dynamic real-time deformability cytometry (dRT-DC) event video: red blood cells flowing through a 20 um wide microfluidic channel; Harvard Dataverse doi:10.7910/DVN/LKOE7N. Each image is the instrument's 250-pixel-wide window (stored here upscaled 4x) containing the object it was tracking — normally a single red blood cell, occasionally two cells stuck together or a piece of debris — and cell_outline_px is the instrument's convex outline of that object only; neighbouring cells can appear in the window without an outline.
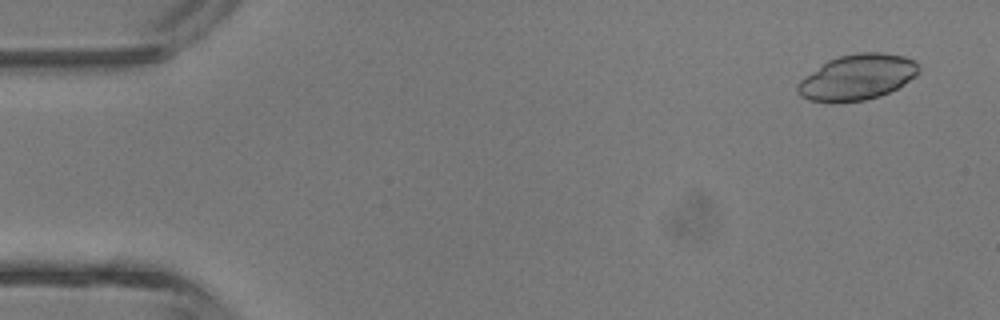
{"species": "common noctule bat (a hibernating species)", "species_latin": "Nyctalus noctula", "temperature_condition": "room temperature", "stored_images_in_passage": 44, "camera_frame_rate_fps": 3000, "um_per_image_px": 0.085, "animal": {"sex": "male", "body_mass_g": 13.3}, "frame": {"image": 1, "passage_image": 3, "time_ms": 0.667, "image_size_px": [1000, 320], "cell_outline_px": [[920, 72], [916, 76], [904, 84], [880, 96], [864, 100], [832, 104], [808, 100], [800, 96], [796, 88], [796, 84], [800, 80], [828, 60], [840, 56], [856, 52], [880, 52], [904, 56], [912, 60], [920, 68]], "centroid_in_image_um": [72.84, 6.58], "position_along_channel_um": 12.2, "area_um2": 32.37}}